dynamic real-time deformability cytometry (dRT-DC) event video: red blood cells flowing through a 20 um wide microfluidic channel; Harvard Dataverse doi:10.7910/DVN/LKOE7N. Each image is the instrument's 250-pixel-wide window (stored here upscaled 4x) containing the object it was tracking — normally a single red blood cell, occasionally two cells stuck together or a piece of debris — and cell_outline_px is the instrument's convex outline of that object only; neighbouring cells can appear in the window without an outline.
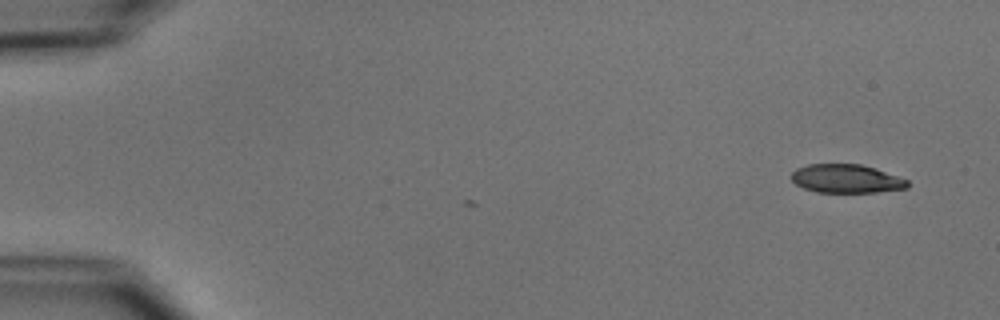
{"species": "common noctule bat (a hibernating species)", "species_latin": "Nyctalus noctula", "temperature_condition": "cold", "stored_images_in_passage": 2, "camera_frame_rate_fps": 3000, "um_per_image_px": 0.085, "animal": {"sex": "male", "body_mass_g": 15.6}, "frame": {"image": 1, "passage_image": 2, "time_ms": 0.333, "image_size_px": [1000, 320], "cell_outline_px": [[908, 188], [876, 192], [816, 192], [804, 188], [796, 184], [792, 180], [792, 172], [796, 168], [808, 164], [860, 164], [908, 180]], "centroid_in_image_um": [71.9, 15.19], "position_along_channel_um": 13.1, "area_um2": 19.07}}